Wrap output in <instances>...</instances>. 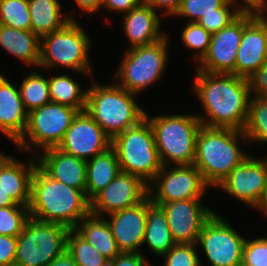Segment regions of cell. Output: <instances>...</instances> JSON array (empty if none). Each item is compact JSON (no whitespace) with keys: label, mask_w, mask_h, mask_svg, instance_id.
<instances>
[{"label":"cell","mask_w":267,"mask_h":266,"mask_svg":"<svg viewBox=\"0 0 267 266\" xmlns=\"http://www.w3.org/2000/svg\"><path fill=\"white\" fill-rule=\"evenodd\" d=\"M29 218V206L0 207V235L18 237Z\"/></svg>","instance_id":"obj_35"},{"label":"cell","mask_w":267,"mask_h":266,"mask_svg":"<svg viewBox=\"0 0 267 266\" xmlns=\"http://www.w3.org/2000/svg\"><path fill=\"white\" fill-rule=\"evenodd\" d=\"M168 43L163 39L149 45L125 49L124 56L115 72V83L136 95L162 79L168 62Z\"/></svg>","instance_id":"obj_8"},{"label":"cell","mask_w":267,"mask_h":266,"mask_svg":"<svg viewBox=\"0 0 267 266\" xmlns=\"http://www.w3.org/2000/svg\"><path fill=\"white\" fill-rule=\"evenodd\" d=\"M141 252H121L112 260V266H152Z\"/></svg>","instance_id":"obj_43"},{"label":"cell","mask_w":267,"mask_h":266,"mask_svg":"<svg viewBox=\"0 0 267 266\" xmlns=\"http://www.w3.org/2000/svg\"><path fill=\"white\" fill-rule=\"evenodd\" d=\"M122 172L140 177L149 184L162 169L155 137L149 121L144 118L112 139Z\"/></svg>","instance_id":"obj_7"},{"label":"cell","mask_w":267,"mask_h":266,"mask_svg":"<svg viewBox=\"0 0 267 266\" xmlns=\"http://www.w3.org/2000/svg\"><path fill=\"white\" fill-rule=\"evenodd\" d=\"M73 79L65 74L49 77L50 100L82 112L86 108L87 89L82 90L79 83Z\"/></svg>","instance_id":"obj_29"},{"label":"cell","mask_w":267,"mask_h":266,"mask_svg":"<svg viewBox=\"0 0 267 266\" xmlns=\"http://www.w3.org/2000/svg\"><path fill=\"white\" fill-rule=\"evenodd\" d=\"M232 6L228 1L223 7L217 9V13L203 15L197 22L211 34L218 32L240 15Z\"/></svg>","instance_id":"obj_38"},{"label":"cell","mask_w":267,"mask_h":266,"mask_svg":"<svg viewBox=\"0 0 267 266\" xmlns=\"http://www.w3.org/2000/svg\"><path fill=\"white\" fill-rule=\"evenodd\" d=\"M248 142L243 131L202 126L196 138L193 165L210 187L218 185L248 156L240 149V141Z\"/></svg>","instance_id":"obj_3"},{"label":"cell","mask_w":267,"mask_h":266,"mask_svg":"<svg viewBox=\"0 0 267 266\" xmlns=\"http://www.w3.org/2000/svg\"><path fill=\"white\" fill-rule=\"evenodd\" d=\"M90 213V201L79 189L50 178L38 165L31 181L30 217L74 229Z\"/></svg>","instance_id":"obj_2"},{"label":"cell","mask_w":267,"mask_h":266,"mask_svg":"<svg viewBox=\"0 0 267 266\" xmlns=\"http://www.w3.org/2000/svg\"><path fill=\"white\" fill-rule=\"evenodd\" d=\"M137 95L116 83L93 82L87 89L85 111L113 139L145 118V110L135 101Z\"/></svg>","instance_id":"obj_4"},{"label":"cell","mask_w":267,"mask_h":266,"mask_svg":"<svg viewBox=\"0 0 267 266\" xmlns=\"http://www.w3.org/2000/svg\"><path fill=\"white\" fill-rule=\"evenodd\" d=\"M69 230L30 217L17 237L15 266H48L66 251Z\"/></svg>","instance_id":"obj_9"},{"label":"cell","mask_w":267,"mask_h":266,"mask_svg":"<svg viewBox=\"0 0 267 266\" xmlns=\"http://www.w3.org/2000/svg\"><path fill=\"white\" fill-rule=\"evenodd\" d=\"M74 230L108 261L121 253L105 217L89 213Z\"/></svg>","instance_id":"obj_25"},{"label":"cell","mask_w":267,"mask_h":266,"mask_svg":"<svg viewBox=\"0 0 267 266\" xmlns=\"http://www.w3.org/2000/svg\"><path fill=\"white\" fill-rule=\"evenodd\" d=\"M267 60V23L261 16L245 15V28L236 56L235 75L248 79Z\"/></svg>","instance_id":"obj_18"},{"label":"cell","mask_w":267,"mask_h":266,"mask_svg":"<svg viewBox=\"0 0 267 266\" xmlns=\"http://www.w3.org/2000/svg\"><path fill=\"white\" fill-rule=\"evenodd\" d=\"M267 177V158L256 159L248 156L234 168L218 185L229 196L255 208L264 192Z\"/></svg>","instance_id":"obj_17"},{"label":"cell","mask_w":267,"mask_h":266,"mask_svg":"<svg viewBox=\"0 0 267 266\" xmlns=\"http://www.w3.org/2000/svg\"><path fill=\"white\" fill-rule=\"evenodd\" d=\"M20 206L0 187V207Z\"/></svg>","instance_id":"obj_49"},{"label":"cell","mask_w":267,"mask_h":266,"mask_svg":"<svg viewBox=\"0 0 267 266\" xmlns=\"http://www.w3.org/2000/svg\"><path fill=\"white\" fill-rule=\"evenodd\" d=\"M255 209H257V211L258 210L261 211L260 213L267 217V177L265 181L264 192L260 198L258 205L255 207Z\"/></svg>","instance_id":"obj_48"},{"label":"cell","mask_w":267,"mask_h":266,"mask_svg":"<svg viewBox=\"0 0 267 266\" xmlns=\"http://www.w3.org/2000/svg\"><path fill=\"white\" fill-rule=\"evenodd\" d=\"M0 46L27 66H39L40 38L32 30L0 24Z\"/></svg>","instance_id":"obj_24"},{"label":"cell","mask_w":267,"mask_h":266,"mask_svg":"<svg viewBox=\"0 0 267 266\" xmlns=\"http://www.w3.org/2000/svg\"><path fill=\"white\" fill-rule=\"evenodd\" d=\"M79 112L54 102L28 112L25 131L15 145L28 153L58 147Z\"/></svg>","instance_id":"obj_10"},{"label":"cell","mask_w":267,"mask_h":266,"mask_svg":"<svg viewBox=\"0 0 267 266\" xmlns=\"http://www.w3.org/2000/svg\"><path fill=\"white\" fill-rule=\"evenodd\" d=\"M118 157L111 146L86 161V198L90 201L104 189L120 172Z\"/></svg>","instance_id":"obj_26"},{"label":"cell","mask_w":267,"mask_h":266,"mask_svg":"<svg viewBox=\"0 0 267 266\" xmlns=\"http://www.w3.org/2000/svg\"><path fill=\"white\" fill-rule=\"evenodd\" d=\"M148 6H150L154 11H159V9H163V17H167L170 15H175L178 11L182 0H142Z\"/></svg>","instance_id":"obj_44"},{"label":"cell","mask_w":267,"mask_h":266,"mask_svg":"<svg viewBox=\"0 0 267 266\" xmlns=\"http://www.w3.org/2000/svg\"><path fill=\"white\" fill-rule=\"evenodd\" d=\"M195 73L192 86L205 112L197 115L202 126L242 131L251 98L249 80L234 74Z\"/></svg>","instance_id":"obj_1"},{"label":"cell","mask_w":267,"mask_h":266,"mask_svg":"<svg viewBox=\"0 0 267 266\" xmlns=\"http://www.w3.org/2000/svg\"><path fill=\"white\" fill-rule=\"evenodd\" d=\"M28 6L31 30L39 38L62 29L71 20H77L61 13L62 6L58 0H28Z\"/></svg>","instance_id":"obj_27"},{"label":"cell","mask_w":267,"mask_h":266,"mask_svg":"<svg viewBox=\"0 0 267 266\" xmlns=\"http://www.w3.org/2000/svg\"><path fill=\"white\" fill-rule=\"evenodd\" d=\"M102 266H112V260L111 261H107Z\"/></svg>","instance_id":"obj_50"},{"label":"cell","mask_w":267,"mask_h":266,"mask_svg":"<svg viewBox=\"0 0 267 266\" xmlns=\"http://www.w3.org/2000/svg\"><path fill=\"white\" fill-rule=\"evenodd\" d=\"M241 266H267V237L246 239Z\"/></svg>","instance_id":"obj_39"},{"label":"cell","mask_w":267,"mask_h":266,"mask_svg":"<svg viewBox=\"0 0 267 266\" xmlns=\"http://www.w3.org/2000/svg\"><path fill=\"white\" fill-rule=\"evenodd\" d=\"M149 196L132 207L111 213L105 217L118 249L121 252H141L147 224L146 208L151 204ZM140 250H139V249Z\"/></svg>","instance_id":"obj_19"},{"label":"cell","mask_w":267,"mask_h":266,"mask_svg":"<svg viewBox=\"0 0 267 266\" xmlns=\"http://www.w3.org/2000/svg\"><path fill=\"white\" fill-rule=\"evenodd\" d=\"M66 251L78 266H102L108 261L74 229L68 232Z\"/></svg>","instance_id":"obj_32"},{"label":"cell","mask_w":267,"mask_h":266,"mask_svg":"<svg viewBox=\"0 0 267 266\" xmlns=\"http://www.w3.org/2000/svg\"><path fill=\"white\" fill-rule=\"evenodd\" d=\"M197 244H175L163 257L164 266H203L197 254Z\"/></svg>","instance_id":"obj_37"},{"label":"cell","mask_w":267,"mask_h":266,"mask_svg":"<svg viewBox=\"0 0 267 266\" xmlns=\"http://www.w3.org/2000/svg\"><path fill=\"white\" fill-rule=\"evenodd\" d=\"M112 139L87 114L79 112L66 131L58 149L84 161L111 147Z\"/></svg>","instance_id":"obj_16"},{"label":"cell","mask_w":267,"mask_h":266,"mask_svg":"<svg viewBox=\"0 0 267 266\" xmlns=\"http://www.w3.org/2000/svg\"><path fill=\"white\" fill-rule=\"evenodd\" d=\"M228 0H182L174 16L185 17L188 22H197L203 15L217 13Z\"/></svg>","instance_id":"obj_36"},{"label":"cell","mask_w":267,"mask_h":266,"mask_svg":"<svg viewBox=\"0 0 267 266\" xmlns=\"http://www.w3.org/2000/svg\"><path fill=\"white\" fill-rule=\"evenodd\" d=\"M77 6L85 13H95L101 8L102 0H75Z\"/></svg>","instance_id":"obj_46"},{"label":"cell","mask_w":267,"mask_h":266,"mask_svg":"<svg viewBox=\"0 0 267 266\" xmlns=\"http://www.w3.org/2000/svg\"><path fill=\"white\" fill-rule=\"evenodd\" d=\"M171 168L163 166L148 184V196L154 204L160 206L172 201L201 199L206 189H209L210 186L194 165Z\"/></svg>","instance_id":"obj_11"},{"label":"cell","mask_w":267,"mask_h":266,"mask_svg":"<svg viewBox=\"0 0 267 266\" xmlns=\"http://www.w3.org/2000/svg\"><path fill=\"white\" fill-rule=\"evenodd\" d=\"M147 224L143 244L158 257L166 254L176 243L173 241L165 212L153 202L146 208Z\"/></svg>","instance_id":"obj_28"},{"label":"cell","mask_w":267,"mask_h":266,"mask_svg":"<svg viewBox=\"0 0 267 266\" xmlns=\"http://www.w3.org/2000/svg\"><path fill=\"white\" fill-rule=\"evenodd\" d=\"M142 0H102L101 8L126 14L135 8Z\"/></svg>","instance_id":"obj_45"},{"label":"cell","mask_w":267,"mask_h":266,"mask_svg":"<svg viewBox=\"0 0 267 266\" xmlns=\"http://www.w3.org/2000/svg\"><path fill=\"white\" fill-rule=\"evenodd\" d=\"M248 80L251 96L267 97V60Z\"/></svg>","instance_id":"obj_42"},{"label":"cell","mask_w":267,"mask_h":266,"mask_svg":"<svg viewBox=\"0 0 267 266\" xmlns=\"http://www.w3.org/2000/svg\"><path fill=\"white\" fill-rule=\"evenodd\" d=\"M27 117L19 88L0 73V132L15 144L25 131Z\"/></svg>","instance_id":"obj_23"},{"label":"cell","mask_w":267,"mask_h":266,"mask_svg":"<svg viewBox=\"0 0 267 266\" xmlns=\"http://www.w3.org/2000/svg\"><path fill=\"white\" fill-rule=\"evenodd\" d=\"M48 266H78L71 255L65 251L56 257Z\"/></svg>","instance_id":"obj_47"},{"label":"cell","mask_w":267,"mask_h":266,"mask_svg":"<svg viewBox=\"0 0 267 266\" xmlns=\"http://www.w3.org/2000/svg\"><path fill=\"white\" fill-rule=\"evenodd\" d=\"M71 20L62 29L40 38L39 68L49 69L57 65L76 73L91 75L88 50L92 45L84 28Z\"/></svg>","instance_id":"obj_6"},{"label":"cell","mask_w":267,"mask_h":266,"mask_svg":"<svg viewBox=\"0 0 267 266\" xmlns=\"http://www.w3.org/2000/svg\"><path fill=\"white\" fill-rule=\"evenodd\" d=\"M145 118L152 127L163 166L193 165L196 138L202 127L196 114L157 115L150 118L145 112Z\"/></svg>","instance_id":"obj_5"},{"label":"cell","mask_w":267,"mask_h":266,"mask_svg":"<svg viewBox=\"0 0 267 266\" xmlns=\"http://www.w3.org/2000/svg\"><path fill=\"white\" fill-rule=\"evenodd\" d=\"M17 237L0 235V266H15Z\"/></svg>","instance_id":"obj_41"},{"label":"cell","mask_w":267,"mask_h":266,"mask_svg":"<svg viewBox=\"0 0 267 266\" xmlns=\"http://www.w3.org/2000/svg\"><path fill=\"white\" fill-rule=\"evenodd\" d=\"M35 158L37 165L50 178L79 189L85 194L86 161L62 152L57 147L41 150L40 156Z\"/></svg>","instance_id":"obj_20"},{"label":"cell","mask_w":267,"mask_h":266,"mask_svg":"<svg viewBox=\"0 0 267 266\" xmlns=\"http://www.w3.org/2000/svg\"><path fill=\"white\" fill-rule=\"evenodd\" d=\"M168 226L176 244H197L203 225L215 213L202 205L201 199H187L163 203Z\"/></svg>","instance_id":"obj_14"},{"label":"cell","mask_w":267,"mask_h":266,"mask_svg":"<svg viewBox=\"0 0 267 266\" xmlns=\"http://www.w3.org/2000/svg\"><path fill=\"white\" fill-rule=\"evenodd\" d=\"M244 28L245 15L240 14L228 26L213 33L208 52L198 62L196 70L212 74L235 75L236 56Z\"/></svg>","instance_id":"obj_15"},{"label":"cell","mask_w":267,"mask_h":266,"mask_svg":"<svg viewBox=\"0 0 267 266\" xmlns=\"http://www.w3.org/2000/svg\"><path fill=\"white\" fill-rule=\"evenodd\" d=\"M27 163L0 151V187L20 206L30 204L31 181L37 167L33 158Z\"/></svg>","instance_id":"obj_22"},{"label":"cell","mask_w":267,"mask_h":266,"mask_svg":"<svg viewBox=\"0 0 267 266\" xmlns=\"http://www.w3.org/2000/svg\"><path fill=\"white\" fill-rule=\"evenodd\" d=\"M0 24L31 31L28 0H0Z\"/></svg>","instance_id":"obj_33"},{"label":"cell","mask_w":267,"mask_h":266,"mask_svg":"<svg viewBox=\"0 0 267 266\" xmlns=\"http://www.w3.org/2000/svg\"><path fill=\"white\" fill-rule=\"evenodd\" d=\"M19 92L25 109L30 112L51 102L48 78L38 71H31L22 79Z\"/></svg>","instance_id":"obj_30"},{"label":"cell","mask_w":267,"mask_h":266,"mask_svg":"<svg viewBox=\"0 0 267 266\" xmlns=\"http://www.w3.org/2000/svg\"><path fill=\"white\" fill-rule=\"evenodd\" d=\"M242 131L249 143H267V97L251 96Z\"/></svg>","instance_id":"obj_31"},{"label":"cell","mask_w":267,"mask_h":266,"mask_svg":"<svg viewBox=\"0 0 267 266\" xmlns=\"http://www.w3.org/2000/svg\"><path fill=\"white\" fill-rule=\"evenodd\" d=\"M123 15L121 24L130 43L126 49L153 44L167 35L160 28L163 16H159L158 12L143 1Z\"/></svg>","instance_id":"obj_21"},{"label":"cell","mask_w":267,"mask_h":266,"mask_svg":"<svg viewBox=\"0 0 267 266\" xmlns=\"http://www.w3.org/2000/svg\"><path fill=\"white\" fill-rule=\"evenodd\" d=\"M147 196V183L138 176L120 171L104 189L90 200V213L104 217L137 205Z\"/></svg>","instance_id":"obj_13"},{"label":"cell","mask_w":267,"mask_h":266,"mask_svg":"<svg viewBox=\"0 0 267 266\" xmlns=\"http://www.w3.org/2000/svg\"><path fill=\"white\" fill-rule=\"evenodd\" d=\"M265 13H267V10L265 11ZM262 17V19L267 23V16L266 17H264V16H261Z\"/></svg>","instance_id":"obj_51"},{"label":"cell","mask_w":267,"mask_h":266,"mask_svg":"<svg viewBox=\"0 0 267 266\" xmlns=\"http://www.w3.org/2000/svg\"><path fill=\"white\" fill-rule=\"evenodd\" d=\"M216 213L203 225L197 246L202 247L211 266H241L246 238Z\"/></svg>","instance_id":"obj_12"},{"label":"cell","mask_w":267,"mask_h":266,"mask_svg":"<svg viewBox=\"0 0 267 266\" xmlns=\"http://www.w3.org/2000/svg\"><path fill=\"white\" fill-rule=\"evenodd\" d=\"M234 9L241 15H251V16H265V11L267 10V0H239L242 1L241 4L238 0H228ZM237 7V8H236Z\"/></svg>","instance_id":"obj_40"},{"label":"cell","mask_w":267,"mask_h":266,"mask_svg":"<svg viewBox=\"0 0 267 266\" xmlns=\"http://www.w3.org/2000/svg\"><path fill=\"white\" fill-rule=\"evenodd\" d=\"M211 36L198 22H188L182 30L181 39L186 48L196 50L194 58L200 62L208 52Z\"/></svg>","instance_id":"obj_34"}]
</instances>
